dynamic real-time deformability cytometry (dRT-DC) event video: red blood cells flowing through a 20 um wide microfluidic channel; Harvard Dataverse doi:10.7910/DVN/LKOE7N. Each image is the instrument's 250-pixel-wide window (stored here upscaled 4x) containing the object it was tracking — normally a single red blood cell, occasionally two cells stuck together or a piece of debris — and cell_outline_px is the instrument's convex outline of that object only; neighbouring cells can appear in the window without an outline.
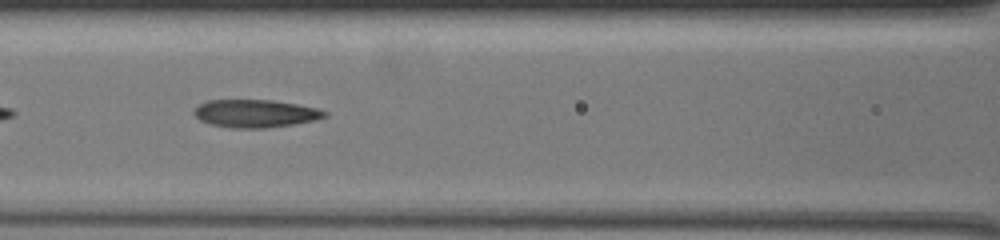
{"species": "common noctule bat (a hibernating species)", "species_latin": "Nyctalus noctula", "temperature_condition": "warm", "stored_images_in_passage": 19, "camera_frame_rate_fps": 3000, "um_per_image_px": 0.085, "animal": {"sex": "female", "body_mass_g": 19.5, "forearm_length_mm": 54.1}, "frame": {"image": 1, "passage_image": 9, "time_ms": 2.667, "image_size_px": [1000, 240], "cell_outline_px": [[328, 116], [312, 120], [292, 124], [264, 128], [228, 128], [212, 124], [200, 120], [192, 112], [200, 104], [208, 100], [272, 100], [296, 104], [316, 108], [328, 112]], "centroid_in_image_um": [21.69, 9.64], "position_along_channel_um": 144.9, "area_um2": 20.98}}
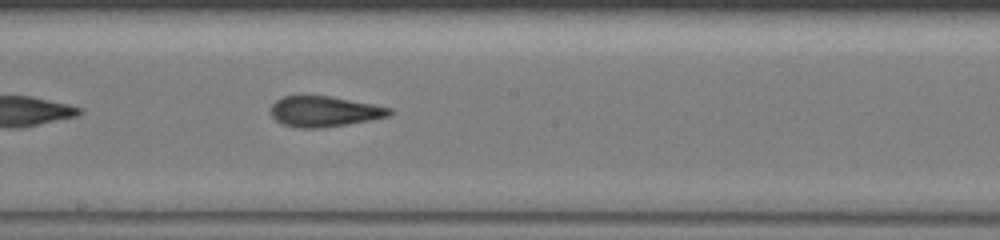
{"frame": {"image": 2, "passage_image": 16, "time_ms": 5.0, "image_size_px": [1000, 240], "cell_outline_px": [[392, 112], [388, 116], [372, 120], [324, 128], [296, 128], [280, 124], [272, 116], [272, 104], [276, 100], [284, 96], [328, 96], [372, 104], [392, 108]], "centroid_in_image_um": [27.55, 9.49], "position_along_channel_um": 220.6, "area_um2": 21.1}}